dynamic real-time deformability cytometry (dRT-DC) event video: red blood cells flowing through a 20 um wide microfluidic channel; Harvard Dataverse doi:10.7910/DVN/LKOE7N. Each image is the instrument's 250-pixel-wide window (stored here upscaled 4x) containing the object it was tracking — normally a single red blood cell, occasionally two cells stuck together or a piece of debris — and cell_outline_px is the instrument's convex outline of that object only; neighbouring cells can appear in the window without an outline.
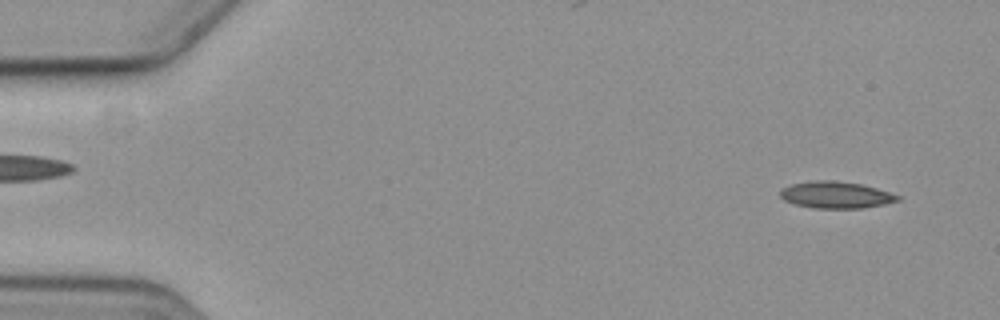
{"species": "common noctule bat (a hibernating species)", "species_latin": "Nyctalus noctula", "temperature_condition": "cold", "stored_images_in_passage": 5, "camera_frame_rate_fps": 3000, "um_per_image_px": 0.085, "animal": {"sex": "female", "body_mass_g": 19.3, "forearm_length_mm": 54.1}, "frame": {"image": 1, "passage_image": 5, "time_ms": 5.667, "image_size_px": [1000, 320], "cell_outline_px": [[900, 200], [884, 204], [860, 208], [816, 208], [796, 204], [784, 200], [780, 196], [780, 192], [784, 188], [792, 184], [816, 180], [832, 180], [860, 184], [876, 188], [900, 196]], "centroid_in_image_um": [71.05, 16.56], "position_along_channel_um": 13.9, "area_um2": 17.98}}